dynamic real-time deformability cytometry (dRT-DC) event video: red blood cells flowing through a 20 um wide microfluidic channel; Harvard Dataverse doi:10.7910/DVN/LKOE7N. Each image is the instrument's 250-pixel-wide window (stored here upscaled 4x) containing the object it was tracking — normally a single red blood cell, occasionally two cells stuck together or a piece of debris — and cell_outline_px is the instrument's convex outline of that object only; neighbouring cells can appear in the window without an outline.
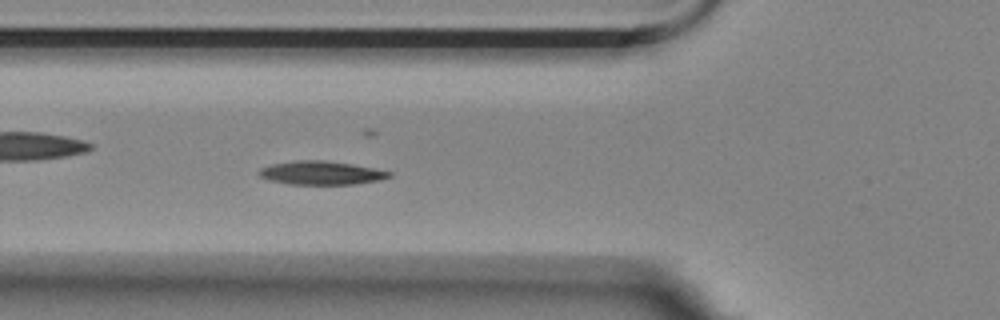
{"species": "Egyptian fruit bat (a non-hibernating species)", "species_latin": "Rousettus aegyptiacus", "temperature_condition": "room temperature", "stored_images_in_passage": 58, "camera_frame_rate_fps": 3000, "um_per_image_px": 0.085, "animal": {"sex": "female"}, "frame": {"image": 1, "passage_image": 20, "time_ms": 6.333, "image_size_px": [1000, 320], "cell_outline_px": [[392, 176], [380, 180], [356, 184], [288, 184], [268, 180], [260, 176], [256, 172], [260, 168], [272, 164], [292, 160], [324, 160], [352, 164], [392, 172]], "centroid_in_image_um": [27.26, 14.69], "position_along_channel_um": 98.5, "area_um2": 17.98}}
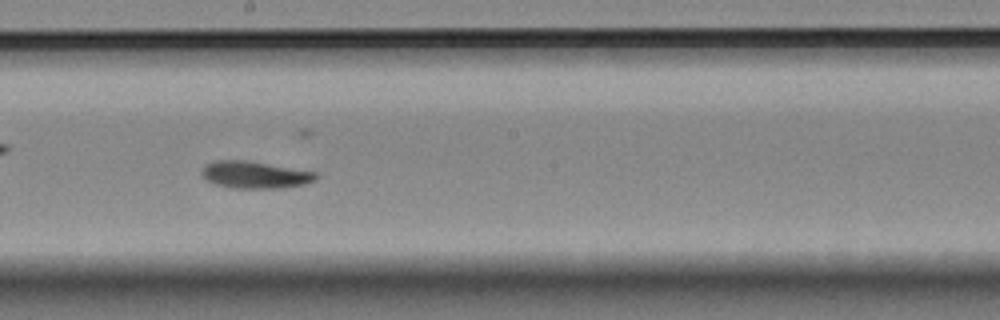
{"frame": {"image": 2, "passage_image": 31, "time_ms": 10.0, "image_size_px": [1000, 320], "cell_outline_px": [[320, 176], [316, 180], [304, 184], [280, 188], [232, 188], [216, 184], [208, 180], [200, 172], [204, 164], [212, 160], [244, 160], [316, 172]], "centroid_in_image_um": [21.65, 14.85], "position_along_channel_um": 226.5, "area_um2": 17.98}}
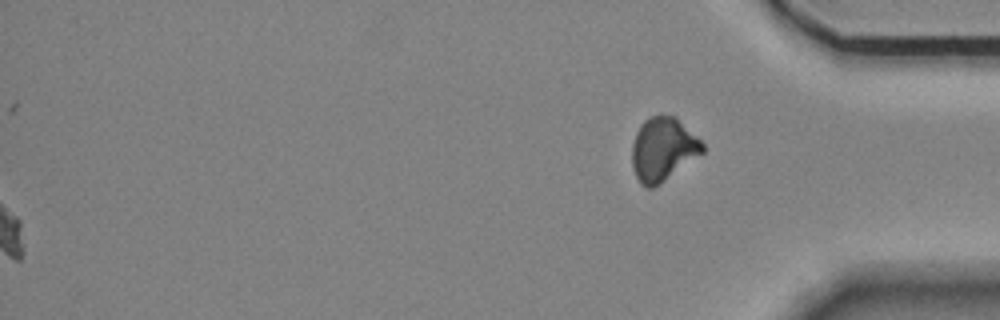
{"frame": {"image": 3, "passage_image": 58, "time_ms": 19.0, "image_size_px": [1000, 320], "cell_outline_px": [[704, 152], [660, 184], [652, 188], [648, 188], [640, 184], [632, 168], [632, 144], [636, 132], [640, 124], [648, 116], [660, 112], [676, 116], [704, 144]], "centroid_in_image_um": [56.33, 12.65], "position_along_channel_um": 378.9, "area_um2": 26.53}, "authors_computed_cell_mechanics": {"area_um2": 17.5134, "velocity_mm_per_s": 3.4893, "shape_relaxation_time_tau1_ms": 5.6622, "shape_relaxation_time_tau2_ms": 5.1946, "deformation_change_tau1": 0.1457, "deformation_change_tau2": 0.1023}}